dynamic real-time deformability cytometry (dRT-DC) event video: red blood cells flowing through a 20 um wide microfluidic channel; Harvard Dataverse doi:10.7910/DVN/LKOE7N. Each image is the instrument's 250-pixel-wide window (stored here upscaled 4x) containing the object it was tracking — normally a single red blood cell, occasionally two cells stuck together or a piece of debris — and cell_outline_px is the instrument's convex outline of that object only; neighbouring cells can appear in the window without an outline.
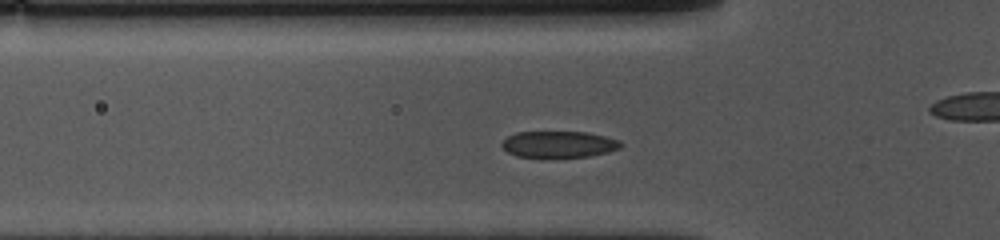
{"species": "common noctule bat (a hibernating species)", "species_latin": "Nyctalus noctula", "temperature_condition": "cold", "stored_images_in_passage": 43, "camera_frame_rate_fps": 3000, "um_per_image_px": 0.085, "animal": {"sex": "female", "body_mass_g": 10.0, "forearm_length_mm": 53.1}, "frame": {"image": 1, "passage_image": 12, "time_ms": 3.667, "image_size_px": [1000, 240], "cell_outline_px": [[624, 144], [620, 148], [608, 152], [588, 156], [544, 160], [516, 156], [508, 152], [500, 144], [508, 136], [516, 132], [588, 132], [620, 140]], "centroid_in_image_um": [47.48, 12.31], "position_along_channel_um": 78.3, "area_um2": 19.07}}
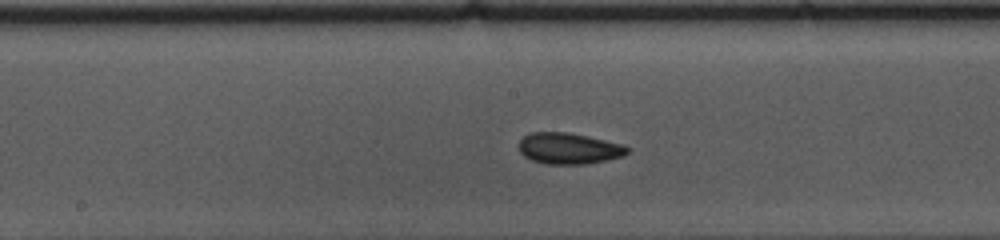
{"frame": {"image": 2, "passage_image": 22, "time_ms": 7.0, "image_size_px": [1000, 240], "cell_outline_px": [[628, 152], [624, 156], [588, 164], [544, 164], [532, 160], [524, 156], [520, 152], [520, 140], [528, 132], [568, 132], [588, 136], [624, 144], [628, 148]], "centroid_in_image_um": [48.36, 12.61], "position_along_channel_um": 199.8, "area_um2": 19.83}}
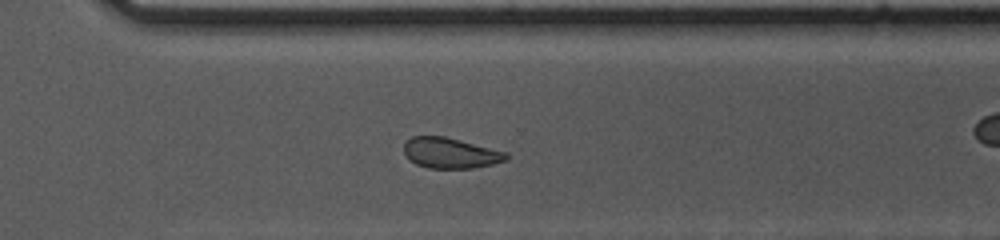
{"frame": {"image": 3, "passage_image": 33, "time_ms": 10.667, "image_size_px": [1000, 240], "cell_outline_px": [[508, 160], [492, 164], [472, 168], [428, 168], [416, 164], [404, 152], [404, 144], [412, 136], [444, 136], [508, 152]], "centroid_in_image_um": [38.32, 13.0], "position_along_channel_um": 332.3, "area_um2": 18.09}, "authors_computed_cell_mechanics": {"area_um2": 19.2474, "velocity_mm_per_s": 3.6258, "shape_relaxation_time_tau1_ms": 4.8806, "shape_relaxation_time_tau2_ms": 5.5365, "deformation_change_tau1": 0.0926, "deformation_change_tau2": 0.0928}}